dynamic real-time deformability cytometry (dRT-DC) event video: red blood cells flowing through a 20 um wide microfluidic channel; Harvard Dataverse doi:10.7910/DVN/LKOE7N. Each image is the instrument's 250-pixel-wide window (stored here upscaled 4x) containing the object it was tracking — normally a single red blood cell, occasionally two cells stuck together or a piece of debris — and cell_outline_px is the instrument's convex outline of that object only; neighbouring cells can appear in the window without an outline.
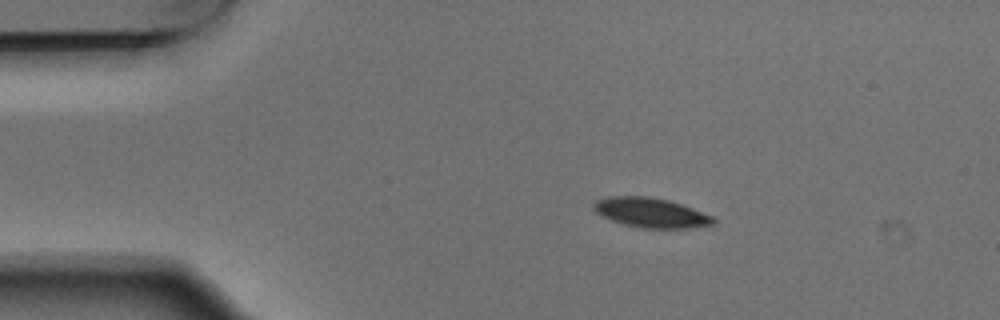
{"species": "Egyptian fruit bat (a non-hibernating species)", "species_latin": "Rousettus aegyptiacus", "temperature_condition": "warm", "stored_images_in_passage": 5, "camera_frame_rate_fps": 3000, "um_per_image_px": 0.085, "animal": {"sex": "male"}, "frame": {"image": 1, "passage_image": 2, "time_ms": 0.333, "image_size_px": [1000, 320], "cell_outline_px": [[716, 224], [688, 228], [640, 228], [624, 224], [612, 220], [596, 212], [592, 208], [592, 204], [596, 200], [608, 196], [648, 196], [668, 200], [692, 208], [712, 216], [716, 220]], "centroid_in_image_um": [55.31, 18.07], "position_along_channel_um": 29.7, "area_um2": 20.63}}
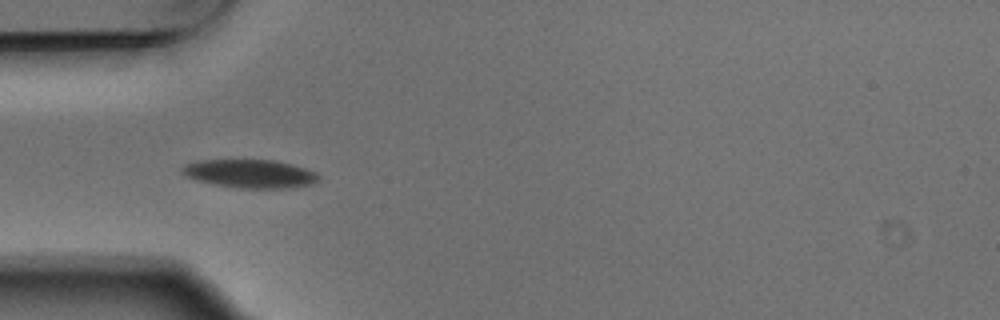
{"frame": {"image": 2, "passage_image": 4, "time_ms": 1.0, "image_size_px": [1000, 320], "cell_outline_px": [[320, 180], [312, 184], [288, 188], [240, 188], [216, 184], [196, 180], [184, 176], [180, 172], [180, 168], [184, 164], [196, 160], [272, 160], [292, 164], [316, 172], [320, 176]], "centroid_in_image_um": [21.23, 14.76], "position_along_channel_um": 63.8, "area_um2": 22.72}}
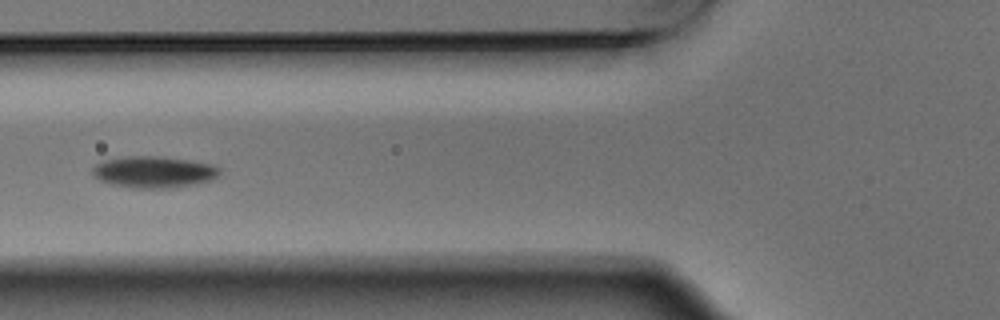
{"frame": {"image": 3, "passage_image": 5, "time_ms": 1.333, "image_size_px": [1000, 320], "cell_outline_px": [[220, 172], [212, 180], [196, 184], [172, 188], [136, 188], [112, 184], [100, 180], [92, 176], [92, 168], [100, 160], [124, 156], [156, 156], [188, 160], [212, 164], [220, 168]], "centroid_in_image_um": [13.04, 14.61], "position_along_channel_um": 112.8, "area_um2": 23.52}}